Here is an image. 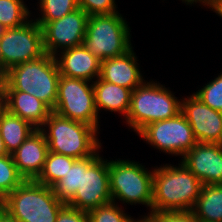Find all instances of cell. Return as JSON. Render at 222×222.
I'll return each mask as SVG.
<instances>
[{
  "label": "cell",
  "mask_w": 222,
  "mask_h": 222,
  "mask_svg": "<svg viewBox=\"0 0 222 222\" xmlns=\"http://www.w3.org/2000/svg\"><path fill=\"white\" fill-rule=\"evenodd\" d=\"M56 222H90L88 212L65 205L58 213Z\"/></svg>",
  "instance_id": "4dcf8cb0"
},
{
  "label": "cell",
  "mask_w": 222,
  "mask_h": 222,
  "mask_svg": "<svg viewBox=\"0 0 222 222\" xmlns=\"http://www.w3.org/2000/svg\"><path fill=\"white\" fill-rule=\"evenodd\" d=\"M5 109V97H0V116Z\"/></svg>",
  "instance_id": "8d00e7d4"
},
{
  "label": "cell",
  "mask_w": 222,
  "mask_h": 222,
  "mask_svg": "<svg viewBox=\"0 0 222 222\" xmlns=\"http://www.w3.org/2000/svg\"><path fill=\"white\" fill-rule=\"evenodd\" d=\"M148 216L154 222H201L192 211L152 212Z\"/></svg>",
  "instance_id": "f546056e"
},
{
  "label": "cell",
  "mask_w": 222,
  "mask_h": 222,
  "mask_svg": "<svg viewBox=\"0 0 222 222\" xmlns=\"http://www.w3.org/2000/svg\"><path fill=\"white\" fill-rule=\"evenodd\" d=\"M133 222H154V221L147 215V216H144V218L142 217L138 221H136L135 219Z\"/></svg>",
  "instance_id": "74e56055"
},
{
  "label": "cell",
  "mask_w": 222,
  "mask_h": 222,
  "mask_svg": "<svg viewBox=\"0 0 222 222\" xmlns=\"http://www.w3.org/2000/svg\"><path fill=\"white\" fill-rule=\"evenodd\" d=\"M4 72L3 70L0 68V97H5L4 96Z\"/></svg>",
  "instance_id": "836d02e7"
},
{
  "label": "cell",
  "mask_w": 222,
  "mask_h": 222,
  "mask_svg": "<svg viewBox=\"0 0 222 222\" xmlns=\"http://www.w3.org/2000/svg\"><path fill=\"white\" fill-rule=\"evenodd\" d=\"M10 155L5 148L4 141L0 135V156Z\"/></svg>",
  "instance_id": "e575fe53"
},
{
  "label": "cell",
  "mask_w": 222,
  "mask_h": 222,
  "mask_svg": "<svg viewBox=\"0 0 222 222\" xmlns=\"http://www.w3.org/2000/svg\"><path fill=\"white\" fill-rule=\"evenodd\" d=\"M48 144L40 129L35 130L13 153L19 174L25 180H35L43 169Z\"/></svg>",
  "instance_id": "9a60e30c"
},
{
  "label": "cell",
  "mask_w": 222,
  "mask_h": 222,
  "mask_svg": "<svg viewBox=\"0 0 222 222\" xmlns=\"http://www.w3.org/2000/svg\"><path fill=\"white\" fill-rule=\"evenodd\" d=\"M88 18L89 15L78 8L58 20L48 22L42 28L45 53L57 56L60 49L63 51L83 45Z\"/></svg>",
  "instance_id": "7c38bea8"
},
{
  "label": "cell",
  "mask_w": 222,
  "mask_h": 222,
  "mask_svg": "<svg viewBox=\"0 0 222 222\" xmlns=\"http://www.w3.org/2000/svg\"><path fill=\"white\" fill-rule=\"evenodd\" d=\"M91 82L97 113L102 108L111 112H119L126 118L130 108L132 90L106 82L100 77Z\"/></svg>",
  "instance_id": "d6986e66"
},
{
  "label": "cell",
  "mask_w": 222,
  "mask_h": 222,
  "mask_svg": "<svg viewBox=\"0 0 222 222\" xmlns=\"http://www.w3.org/2000/svg\"><path fill=\"white\" fill-rule=\"evenodd\" d=\"M137 134L159 151L182 157L197 143L182 112L169 119L149 123Z\"/></svg>",
  "instance_id": "8fae6325"
},
{
  "label": "cell",
  "mask_w": 222,
  "mask_h": 222,
  "mask_svg": "<svg viewBox=\"0 0 222 222\" xmlns=\"http://www.w3.org/2000/svg\"><path fill=\"white\" fill-rule=\"evenodd\" d=\"M133 48L127 53L101 61L100 78L132 91L145 81L137 66Z\"/></svg>",
  "instance_id": "e0dca14e"
},
{
  "label": "cell",
  "mask_w": 222,
  "mask_h": 222,
  "mask_svg": "<svg viewBox=\"0 0 222 222\" xmlns=\"http://www.w3.org/2000/svg\"><path fill=\"white\" fill-rule=\"evenodd\" d=\"M182 158L203 185L222 184V144L197 142Z\"/></svg>",
  "instance_id": "5bb4252c"
},
{
  "label": "cell",
  "mask_w": 222,
  "mask_h": 222,
  "mask_svg": "<svg viewBox=\"0 0 222 222\" xmlns=\"http://www.w3.org/2000/svg\"><path fill=\"white\" fill-rule=\"evenodd\" d=\"M90 222H133L134 219L124 213L115 202L99 206L88 211Z\"/></svg>",
  "instance_id": "4316f807"
},
{
  "label": "cell",
  "mask_w": 222,
  "mask_h": 222,
  "mask_svg": "<svg viewBox=\"0 0 222 222\" xmlns=\"http://www.w3.org/2000/svg\"><path fill=\"white\" fill-rule=\"evenodd\" d=\"M192 212L201 222H222V184L203 185Z\"/></svg>",
  "instance_id": "44dd1931"
},
{
  "label": "cell",
  "mask_w": 222,
  "mask_h": 222,
  "mask_svg": "<svg viewBox=\"0 0 222 222\" xmlns=\"http://www.w3.org/2000/svg\"><path fill=\"white\" fill-rule=\"evenodd\" d=\"M181 112V101L160 83L143 82L131 93L130 108L125 118L138 133L149 123L169 119Z\"/></svg>",
  "instance_id": "5b68a950"
},
{
  "label": "cell",
  "mask_w": 222,
  "mask_h": 222,
  "mask_svg": "<svg viewBox=\"0 0 222 222\" xmlns=\"http://www.w3.org/2000/svg\"><path fill=\"white\" fill-rule=\"evenodd\" d=\"M76 160L70 156L48 151L43 169L35 181L53 187L65 176Z\"/></svg>",
  "instance_id": "7402d4cb"
},
{
  "label": "cell",
  "mask_w": 222,
  "mask_h": 222,
  "mask_svg": "<svg viewBox=\"0 0 222 222\" xmlns=\"http://www.w3.org/2000/svg\"><path fill=\"white\" fill-rule=\"evenodd\" d=\"M60 75L58 94L52 110L61 117L79 121L99 130L98 113L95 107L93 83Z\"/></svg>",
  "instance_id": "ba28073f"
},
{
  "label": "cell",
  "mask_w": 222,
  "mask_h": 222,
  "mask_svg": "<svg viewBox=\"0 0 222 222\" xmlns=\"http://www.w3.org/2000/svg\"><path fill=\"white\" fill-rule=\"evenodd\" d=\"M81 180L82 159H77L65 176L52 187L56 197L67 204L74 197L77 189L81 187Z\"/></svg>",
  "instance_id": "603a6c76"
},
{
  "label": "cell",
  "mask_w": 222,
  "mask_h": 222,
  "mask_svg": "<svg viewBox=\"0 0 222 222\" xmlns=\"http://www.w3.org/2000/svg\"><path fill=\"white\" fill-rule=\"evenodd\" d=\"M187 98L181 101V112L197 142L222 144V112L205 105L194 94Z\"/></svg>",
  "instance_id": "4fadbf2b"
},
{
  "label": "cell",
  "mask_w": 222,
  "mask_h": 222,
  "mask_svg": "<svg viewBox=\"0 0 222 222\" xmlns=\"http://www.w3.org/2000/svg\"><path fill=\"white\" fill-rule=\"evenodd\" d=\"M39 4L42 16L35 21L42 28L79 8L77 0H40Z\"/></svg>",
  "instance_id": "484cf974"
},
{
  "label": "cell",
  "mask_w": 222,
  "mask_h": 222,
  "mask_svg": "<svg viewBox=\"0 0 222 222\" xmlns=\"http://www.w3.org/2000/svg\"><path fill=\"white\" fill-rule=\"evenodd\" d=\"M60 53V57L55 56L60 75L87 81L99 78L101 60L92 55L84 45L65 49Z\"/></svg>",
  "instance_id": "2e32d148"
},
{
  "label": "cell",
  "mask_w": 222,
  "mask_h": 222,
  "mask_svg": "<svg viewBox=\"0 0 222 222\" xmlns=\"http://www.w3.org/2000/svg\"><path fill=\"white\" fill-rule=\"evenodd\" d=\"M30 14L23 0H0V23L6 28L27 23Z\"/></svg>",
  "instance_id": "cb8c5ba5"
},
{
  "label": "cell",
  "mask_w": 222,
  "mask_h": 222,
  "mask_svg": "<svg viewBox=\"0 0 222 222\" xmlns=\"http://www.w3.org/2000/svg\"><path fill=\"white\" fill-rule=\"evenodd\" d=\"M24 180L16 168L12 154L0 156V206L5 197Z\"/></svg>",
  "instance_id": "d4e9b609"
},
{
  "label": "cell",
  "mask_w": 222,
  "mask_h": 222,
  "mask_svg": "<svg viewBox=\"0 0 222 222\" xmlns=\"http://www.w3.org/2000/svg\"><path fill=\"white\" fill-rule=\"evenodd\" d=\"M214 12H216L222 18V0H219L216 3V6L214 8Z\"/></svg>",
  "instance_id": "d590c367"
},
{
  "label": "cell",
  "mask_w": 222,
  "mask_h": 222,
  "mask_svg": "<svg viewBox=\"0 0 222 222\" xmlns=\"http://www.w3.org/2000/svg\"><path fill=\"white\" fill-rule=\"evenodd\" d=\"M98 151L99 149L92 156L82 159L81 187L66 205L88 212L112 202L107 162L109 160H103Z\"/></svg>",
  "instance_id": "30bf717a"
},
{
  "label": "cell",
  "mask_w": 222,
  "mask_h": 222,
  "mask_svg": "<svg viewBox=\"0 0 222 222\" xmlns=\"http://www.w3.org/2000/svg\"><path fill=\"white\" fill-rule=\"evenodd\" d=\"M182 1H185L186 2V4L188 5V4H194V2L195 3H197V2H199V3H202L203 5H205V6H209V8L211 7L212 8V10H214V8H215V6H216V3L219 1V0H182Z\"/></svg>",
  "instance_id": "d6a6232c"
},
{
  "label": "cell",
  "mask_w": 222,
  "mask_h": 222,
  "mask_svg": "<svg viewBox=\"0 0 222 222\" xmlns=\"http://www.w3.org/2000/svg\"><path fill=\"white\" fill-rule=\"evenodd\" d=\"M44 54L42 27L33 19L19 27L7 28L0 36V68L4 73Z\"/></svg>",
  "instance_id": "9c48e42d"
},
{
  "label": "cell",
  "mask_w": 222,
  "mask_h": 222,
  "mask_svg": "<svg viewBox=\"0 0 222 222\" xmlns=\"http://www.w3.org/2000/svg\"><path fill=\"white\" fill-rule=\"evenodd\" d=\"M112 202L116 199L127 204H144L152 213L153 171L130 160L108 162Z\"/></svg>",
  "instance_id": "52a82bcc"
},
{
  "label": "cell",
  "mask_w": 222,
  "mask_h": 222,
  "mask_svg": "<svg viewBox=\"0 0 222 222\" xmlns=\"http://www.w3.org/2000/svg\"><path fill=\"white\" fill-rule=\"evenodd\" d=\"M37 128L5 109L0 116V135L12 154Z\"/></svg>",
  "instance_id": "ffe728a7"
},
{
  "label": "cell",
  "mask_w": 222,
  "mask_h": 222,
  "mask_svg": "<svg viewBox=\"0 0 222 222\" xmlns=\"http://www.w3.org/2000/svg\"><path fill=\"white\" fill-rule=\"evenodd\" d=\"M59 68L55 56L23 62L4 73V90L23 91L46 103L52 110L58 94Z\"/></svg>",
  "instance_id": "7a4b0ae2"
},
{
  "label": "cell",
  "mask_w": 222,
  "mask_h": 222,
  "mask_svg": "<svg viewBox=\"0 0 222 222\" xmlns=\"http://www.w3.org/2000/svg\"><path fill=\"white\" fill-rule=\"evenodd\" d=\"M65 205L52 187L24 180L5 197L2 207L19 222H56Z\"/></svg>",
  "instance_id": "277c9868"
},
{
  "label": "cell",
  "mask_w": 222,
  "mask_h": 222,
  "mask_svg": "<svg viewBox=\"0 0 222 222\" xmlns=\"http://www.w3.org/2000/svg\"><path fill=\"white\" fill-rule=\"evenodd\" d=\"M0 222H19L8 211L0 206Z\"/></svg>",
  "instance_id": "1f68e13d"
},
{
  "label": "cell",
  "mask_w": 222,
  "mask_h": 222,
  "mask_svg": "<svg viewBox=\"0 0 222 222\" xmlns=\"http://www.w3.org/2000/svg\"><path fill=\"white\" fill-rule=\"evenodd\" d=\"M193 94L205 105L222 112V73Z\"/></svg>",
  "instance_id": "83f0119b"
},
{
  "label": "cell",
  "mask_w": 222,
  "mask_h": 222,
  "mask_svg": "<svg viewBox=\"0 0 222 222\" xmlns=\"http://www.w3.org/2000/svg\"><path fill=\"white\" fill-rule=\"evenodd\" d=\"M79 8L89 16L117 13L115 0H77Z\"/></svg>",
  "instance_id": "f1b7e54d"
},
{
  "label": "cell",
  "mask_w": 222,
  "mask_h": 222,
  "mask_svg": "<svg viewBox=\"0 0 222 222\" xmlns=\"http://www.w3.org/2000/svg\"><path fill=\"white\" fill-rule=\"evenodd\" d=\"M153 170L152 212L192 211L202 182L182 162Z\"/></svg>",
  "instance_id": "6da1fadb"
},
{
  "label": "cell",
  "mask_w": 222,
  "mask_h": 222,
  "mask_svg": "<svg viewBox=\"0 0 222 222\" xmlns=\"http://www.w3.org/2000/svg\"><path fill=\"white\" fill-rule=\"evenodd\" d=\"M7 28L4 27L1 23H0V36L5 32Z\"/></svg>",
  "instance_id": "f35d334b"
},
{
  "label": "cell",
  "mask_w": 222,
  "mask_h": 222,
  "mask_svg": "<svg viewBox=\"0 0 222 222\" xmlns=\"http://www.w3.org/2000/svg\"><path fill=\"white\" fill-rule=\"evenodd\" d=\"M5 108L40 129L52 109L40 99L23 91L4 90Z\"/></svg>",
  "instance_id": "ac0fdd59"
},
{
  "label": "cell",
  "mask_w": 222,
  "mask_h": 222,
  "mask_svg": "<svg viewBox=\"0 0 222 222\" xmlns=\"http://www.w3.org/2000/svg\"><path fill=\"white\" fill-rule=\"evenodd\" d=\"M40 130L47 141L48 151L57 154L84 159L101 147L96 137L98 131L93 126L61 117L54 112L48 116Z\"/></svg>",
  "instance_id": "3957f363"
},
{
  "label": "cell",
  "mask_w": 222,
  "mask_h": 222,
  "mask_svg": "<svg viewBox=\"0 0 222 222\" xmlns=\"http://www.w3.org/2000/svg\"><path fill=\"white\" fill-rule=\"evenodd\" d=\"M130 32L119 12L91 15L87 21L83 45L101 61L118 57L133 48Z\"/></svg>",
  "instance_id": "8992f818"
}]
</instances>
